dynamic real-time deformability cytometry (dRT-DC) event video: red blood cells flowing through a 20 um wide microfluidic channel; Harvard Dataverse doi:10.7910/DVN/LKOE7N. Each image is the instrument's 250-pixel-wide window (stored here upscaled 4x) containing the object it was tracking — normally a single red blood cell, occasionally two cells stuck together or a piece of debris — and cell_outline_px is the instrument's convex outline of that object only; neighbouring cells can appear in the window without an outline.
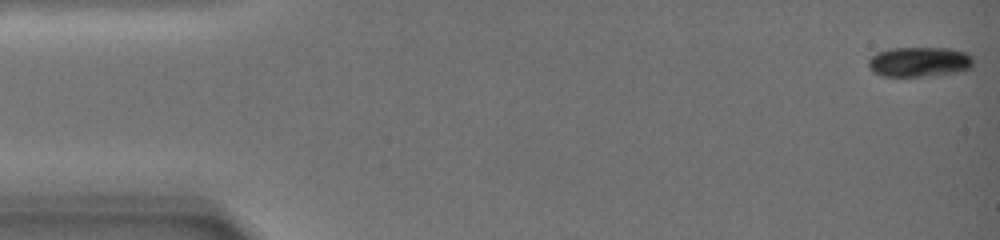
{"species": "common noctule bat (a hibernating species)", "species_latin": "Nyctalus noctula", "temperature_condition": "warm", "stored_images_in_passage": 21, "camera_frame_rate_fps": 3000, "um_per_image_px": 0.085, "animal": {"sex": "female", "body_mass_g": 19.0, "forearm_length_mm": 51.5}, "frame": {"image": 1, "passage_image": 1, "time_ms": 0.0, "image_size_px": [1000, 240], "cell_outline_px": [[972, 68], [964, 72], [920, 76], [884, 76], [872, 72], [868, 68], [868, 60], [876, 52], [892, 48], [948, 48], [964, 52], [972, 56]], "centroid_in_image_um": [78.14, 5.26], "position_along_channel_um": 6.9, "area_um2": 18.44}}
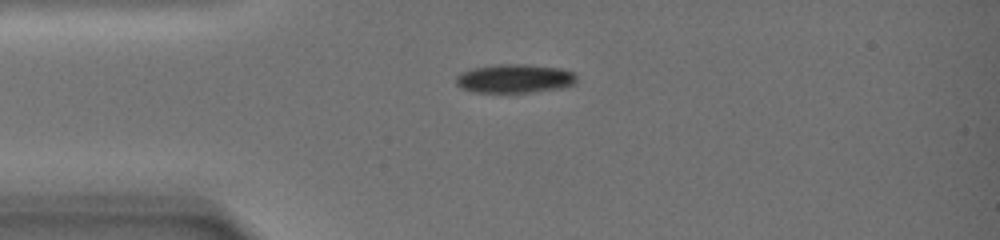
{"frame": {"image": 2, "passage_image": 15, "time_ms": 5.333, "image_size_px": [1000, 240], "cell_outline_px": [[576, 84], [564, 88], [528, 92], [472, 92], [460, 88], [456, 84], [456, 76], [460, 72], [472, 68], [496, 64], [524, 64], [560, 68], [572, 72], [576, 76]], "centroid_in_image_um": [43.73, 6.68], "position_along_channel_um": 41.3, "area_um2": 20.4}}
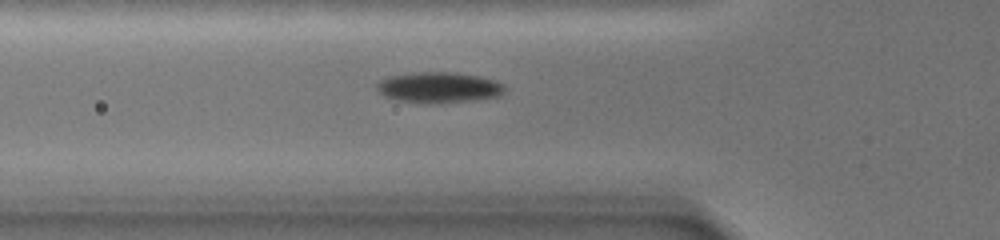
{"frame": {"image": 3, "passage_image": 21, "time_ms": 7.667, "image_size_px": [1000, 240], "cell_outline_px": [[620, 112], [616, 120], [600, 124], [556, 128], [548, 128], [524, 124], [516, 120], [508, 112], [512, 108], [588, 104], [616, 104]], "centroid_in_image_um": [48.12, 9.8], "position_along_channel_um": 77.7, "area_um2": 14.97}}